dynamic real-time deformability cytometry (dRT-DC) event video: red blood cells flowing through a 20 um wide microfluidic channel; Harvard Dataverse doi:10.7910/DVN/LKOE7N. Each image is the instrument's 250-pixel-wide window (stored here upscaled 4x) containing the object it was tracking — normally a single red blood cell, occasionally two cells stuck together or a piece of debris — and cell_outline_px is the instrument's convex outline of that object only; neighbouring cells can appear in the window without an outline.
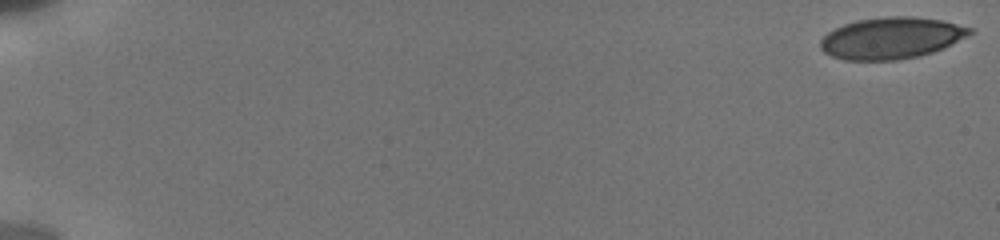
{"species": "human", "species_latin": "Homo sapiens", "temperature_condition": "cold", "stored_images_in_passage": 8, "camera_frame_rate_fps": 3000, "um_per_image_px": 0.085, "donor": {"sex": "male"}, "frame": {"image": 1, "passage_image": 1, "time_ms": 0.0, "image_size_px": [1000, 240], "cell_outline_px": [[976, 32], [932, 52], [900, 60], [844, 60], [832, 56], [824, 52], [820, 48], [820, 40], [828, 32], [844, 24], [856, 20], [888, 16], [912, 16], [940, 20], [972, 28]], "centroid_in_image_um": [75.74, 3.23], "position_along_channel_um": 9.3, "area_um2": 35.95}}
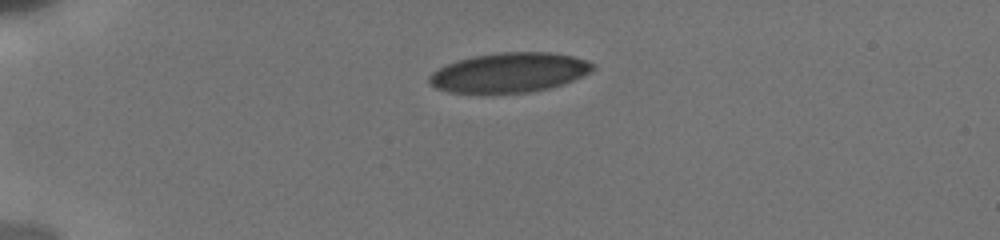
{"frame": {"image": 2, "passage_image": 6, "time_ms": 4.667, "image_size_px": [1000, 240], "cell_outline_px": [[596, 68], [592, 72], [564, 84], [548, 88], [528, 92], [448, 92], [436, 88], [428, 80], [428, 76], [432, 72], [456, 60], [472, 56], [500, 52], [548, 52], [572, 56], [588, 60], [596, 64]], "centroid_in_image_um": [43.34, 6.15], "position_along_channel_um": 41.7, "area_um2": 37.69}}
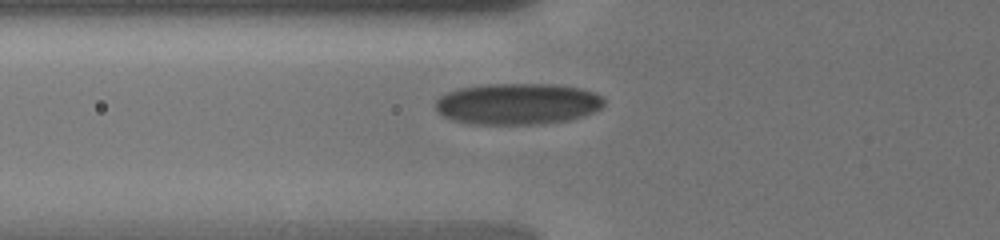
{"frame": {"image": 3, "passage_image": 8, "time_ms": 7.0, "image_size_px": [1000, 240], "cell_outline_px": [[604, 104], [600, 108], [592, 112], [568, 120], [544, 124], [472, 124], [452, 120], [444, 116], [432, 104], [440, 96], [456, 88], [484, 84], [556, 84], [580, 88], [596, 92], [604, 96]], "centroid_in_image_um": [43.98, 8.82], "position_along_channel_um": 81.8, "area_um2": 40.92}}